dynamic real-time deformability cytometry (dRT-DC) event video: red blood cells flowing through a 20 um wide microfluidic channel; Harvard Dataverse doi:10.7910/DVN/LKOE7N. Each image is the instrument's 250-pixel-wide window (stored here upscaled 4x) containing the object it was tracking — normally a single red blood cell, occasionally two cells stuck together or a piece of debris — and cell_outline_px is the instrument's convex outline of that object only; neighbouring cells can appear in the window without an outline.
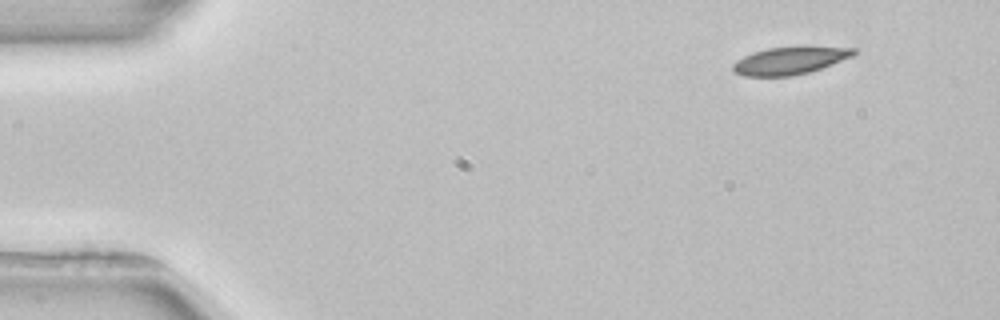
{"species": "common noctule bat (a hibernating species)", "species_latin": "Nyctalus noctula", "temperature_condition": "room temperature", "stored_images_in_passage": 4, "camera_frame_rate_fps": 3000, "um_per_image_px": 0.085, "animal": {"sex": "female", "body_mass_g": 22.7, "forearm_length_mm": 54.2}, "frame": {"image": 1, "passage_image": 1, "time_ms": 0.0, "image_size_px": [1000, 320], "cell_outline_px": [[856, 52], [852, 56], [832, 64], [808, 72], [792, 76], [744, 76], [736, 72], [732, 68], [732, 64], [736, 60], [752, 52], [768, 48], [856, 48]], "centroid_in_image_um": [67.06, 5.18], "position_along_channel_um": 17.9, "area_um2": 18.67}}
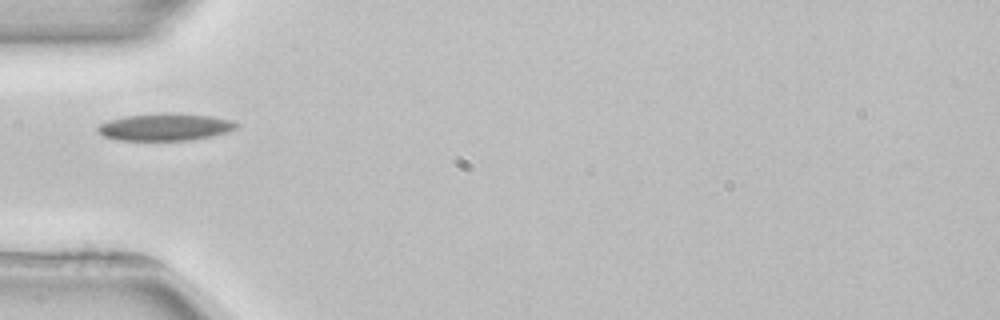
{"frame": {"image": 2, "passage_image": 4, "time_ms": 4.0, "image_size_px": [1000, 320], "cell_outline_px": [[240, 124], [236, 128], [228, 132], [212, 136], [188, 140], [116, 140], [104, 136], [96, 128], [100, 124], [108, 120], [124, 116], [212, 116], [232, 120]], "centroid_in_image_um": [14.04, 10.85], "position_along_channel_um": 71.0, "area_um2": 20.81}}